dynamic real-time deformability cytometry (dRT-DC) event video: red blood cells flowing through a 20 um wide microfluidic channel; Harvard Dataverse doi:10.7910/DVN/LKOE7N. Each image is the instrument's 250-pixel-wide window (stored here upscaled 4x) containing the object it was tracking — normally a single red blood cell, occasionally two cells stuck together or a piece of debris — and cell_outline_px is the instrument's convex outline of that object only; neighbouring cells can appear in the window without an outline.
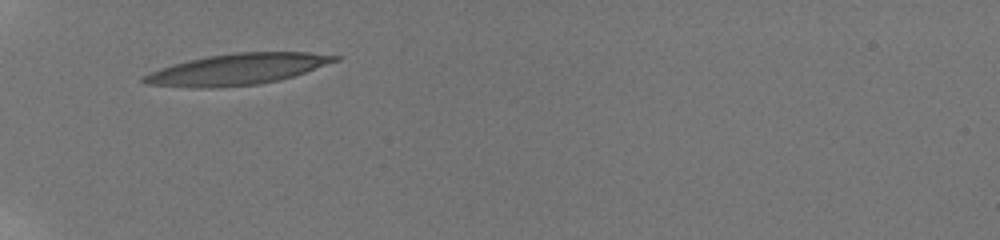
{"species": "human", "species_latin": "Homo sapiens", "temperature_condition": "room temperature", "stored_images_in_passage": 54, "camera_frame_rate_fps": 3000, "um_per_image_px": 0.085, "donor": {"sex": "male"}, "frame": {"image": 1, "passage_image": 1, "time_ms": 0.0, "image_size_px": [1000, 240], "cell_outline_px": [[340, 60], [292, 76], [260, 84], [212, 88], [196, 88], [144, 84], [140, 80], [140, 76], [160, 68], [188, 60], [208, 56], [236, 52], [308, 52], [340, 56]], "centroid_in_image_um": [20.11, 5.89], "position_along_channel_um": 64.9, "area_um2": 34.56}}
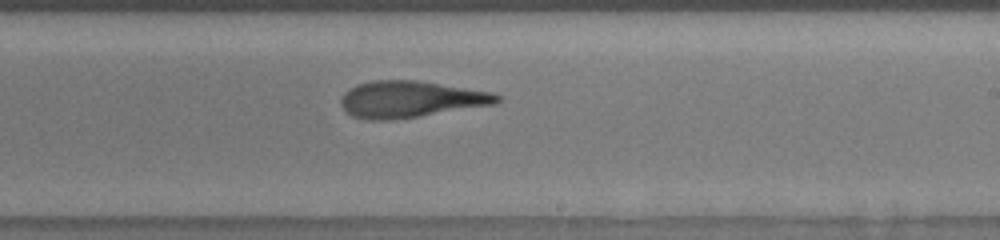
{"frame": {"image": 2, "passage_image": 25, "time_ms": 5.333, "image_size_px": [1000, 240], "cell_outline_px": [[504, 100], [496, 104], [416, 116], [384, 120], [368, 120], [352, 116], [340, 104], [340, 100], [344, 92], [348, 88], [356, 84], [372, 80], [416, 80], [492, 92], [504, 96]], "centroid_in_image_um": [34.9, 8.42], "position_along_channel_um": 254.1, "area_um2": 33.18}}
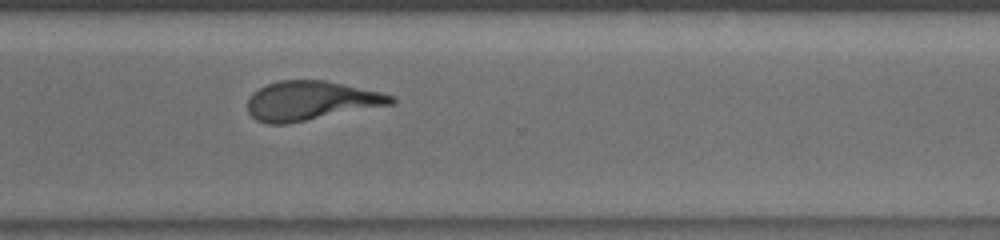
{"frame": {"image": 3, "passage_image": 36, "time_ms": 7.667, "image_size_px": [1000, 240], "cell_outline_px": [[396, 100], [392, 104], [288, 124], [268, 124], [256, 120], [248, 112], [248, 100], [252, 92], [268, 84], [280, 80], [324, 80], [380, 92], [396, 96]], "centroid_in_image_um": [26.41, 8.57], "position_along_channel_um": 344.2, "area_um2": 32.66}, "authors_computed_cell_mechanics": {"area_um2": 33.1194, "velocity_mm_per_s": 3.8621, "shape_relaxation_time_tau1_ms": 5.9998, "shape_relaxation_time_tau2_ms": 2.244, "deformation_change_tau1": 0.257, "deformation_change_tau2": 0.1283}}